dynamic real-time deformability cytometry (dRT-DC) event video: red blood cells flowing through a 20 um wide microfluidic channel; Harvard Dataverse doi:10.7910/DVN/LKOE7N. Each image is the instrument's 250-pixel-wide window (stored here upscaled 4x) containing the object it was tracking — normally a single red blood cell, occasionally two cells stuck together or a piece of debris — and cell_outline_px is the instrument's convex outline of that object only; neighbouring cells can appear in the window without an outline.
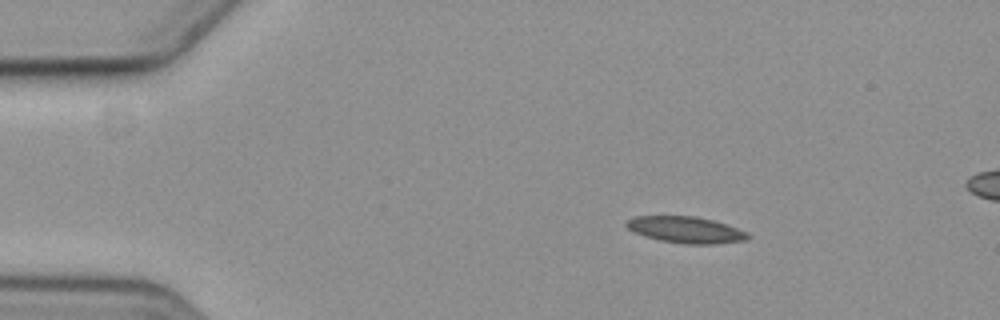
{"species": "common noctule bat (a hibernating species)", "species_latin": "Nyctalus noctula", "temperature_condition": "cold", "stored_images_in_passage": 50, "camera_frame_rate_fps": 3000, "um_per_image_px": 0.085, "animal": {"sex": "female", "body_mass_g": 19.3, "forearm_length_mm": 54.1}, "frame": {"image": 1, "passage_image": 1, "time_ms": 0.0, "image_size_px": [1000, 320], "cell_outline_px": [[752, 236], [748, 240], [716, 244], [684, 244], [660, 240], [644, 236], [628, 228], [624, 224], [628, 220], [636, 216], [696, 216], [712, 220], [748, 232]], "centroid_in_image_um": [58.33, 19.54], "position_along_channel_um": 26.7, "area_um2": 18.67}}
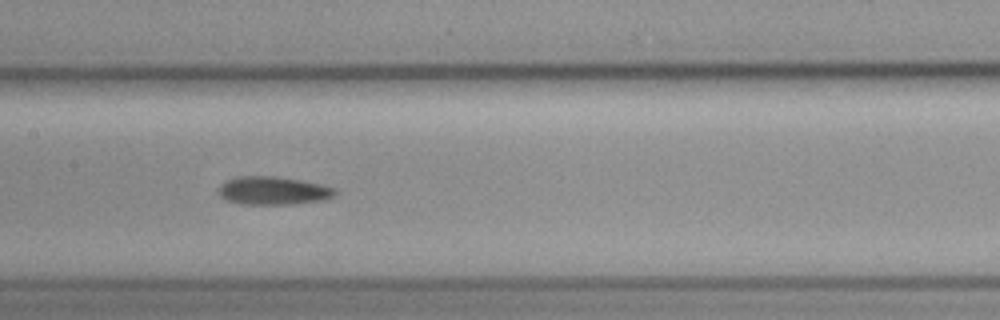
{"frame": {"image": 2, "passage_image": 20, "time_ms": 6.333, "image_size_px": [1000, 320], "cell_outline_px": [[336, 192], [332, 196], [324, 200], [292, 204], [240, 204], [224, 200], [220, 196], [220, 188], [228, 180], [236, 176], [276, 176], [300, 180], [320, 184], [336, 188]], "centroid_in_image_um": [23.23, 16.21], "position_along_channel_um": 184.2, "area_um2": 19.02}}
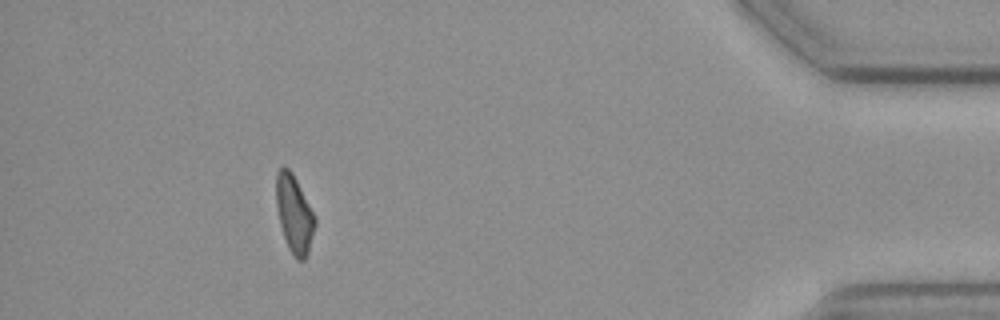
{"frame": {"image": 3, "passage_image": 44, "time_ms": 14.333, "image_size_px": [1000, 320], "cell_outline_px": [[316, 224], [308, 252], [304, 260], [296, 260], [292, 256], [288, 248], [280, 224], [276, 204], [276, 172], [280, 168], [288, 168], [292, 172], [316, 216]], "centroid_in_image_um": [25.02, 18.21], "position_along_channel_um": 410.2, "area_um2": 17.57}, "authors_computed_cell_mechanics": {"area_um2": 18.496, "velocity_mm_per_s": 3.5776, "shape_relaxation_time_tau1_ms": 5.8295, "shape_relaxation_time_tau2_ms": 10.8567, "deformation_change_tau1": 0.1299, "deformation_change_tau2": 0.2092}}